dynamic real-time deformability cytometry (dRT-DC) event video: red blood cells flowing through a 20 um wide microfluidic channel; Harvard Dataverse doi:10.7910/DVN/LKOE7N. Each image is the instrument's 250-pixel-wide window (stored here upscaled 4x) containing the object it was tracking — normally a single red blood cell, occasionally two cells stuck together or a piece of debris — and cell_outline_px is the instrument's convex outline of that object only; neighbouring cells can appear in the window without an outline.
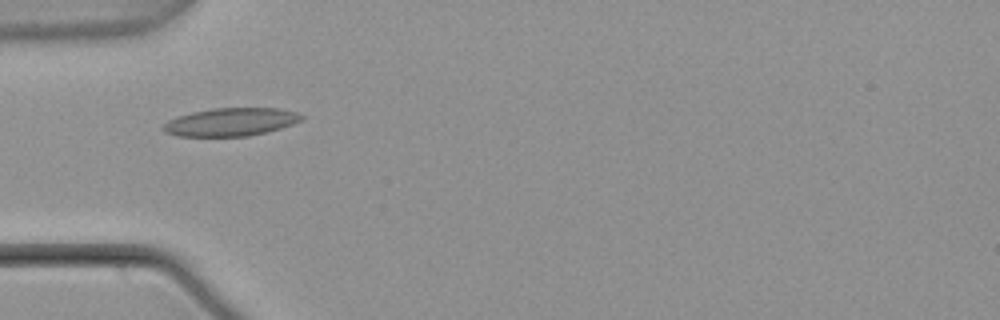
{"species": "common noctule bat (a hibernating species)", "species_latin": "Nyctalus noctula", "temperature_condition": "warm", "stored_images_in_passage": 6, "camera_frame_rate_fps": 3000, "um_per_image_px": 0.085, "animal": {"sex": "male", "body_mass_g": 21.5, "forearm_length_mm": 52.0}, "frame": {"image": 1, "passage_image": 5, "time_ms": 1.333, "image_size_px": [1000, 320], "cell_outline_px": [[304, 116], [300, 120], [292, 124], [280, 128], [248, 136], [176, 136], [164, 132], [160, 128], [168, 120], [176, 116], [192, 112], [212, 108], [280, 108], [296, 112]], "centroid_in_image_um": [19.56, 10.36], "position_along_channel_um": 65.4, "area_um2": 22.6}}
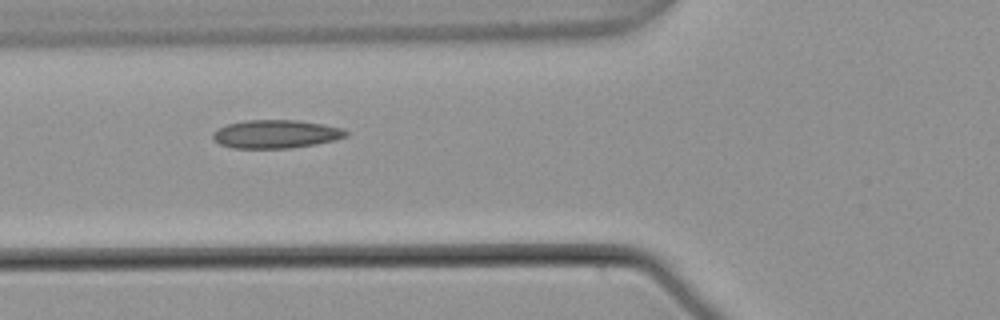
{"frame": {"image": 2, "passage_image": 6, "time_ms": 1.667, "image_size_px": [1000, 320], "cell_outline_px": [[348, 136], [336, 140], [292, 148], [232, 148], [220, 144], [212, 136], [212, 132], [228, 124], [248, 120], [296, 120], [324, 124], [344, 128], [348, 132]], "centroid_in_image_um": [23.5, 11.39], "position_along_channel_um": 102.3, "area_um2": 21.96}}